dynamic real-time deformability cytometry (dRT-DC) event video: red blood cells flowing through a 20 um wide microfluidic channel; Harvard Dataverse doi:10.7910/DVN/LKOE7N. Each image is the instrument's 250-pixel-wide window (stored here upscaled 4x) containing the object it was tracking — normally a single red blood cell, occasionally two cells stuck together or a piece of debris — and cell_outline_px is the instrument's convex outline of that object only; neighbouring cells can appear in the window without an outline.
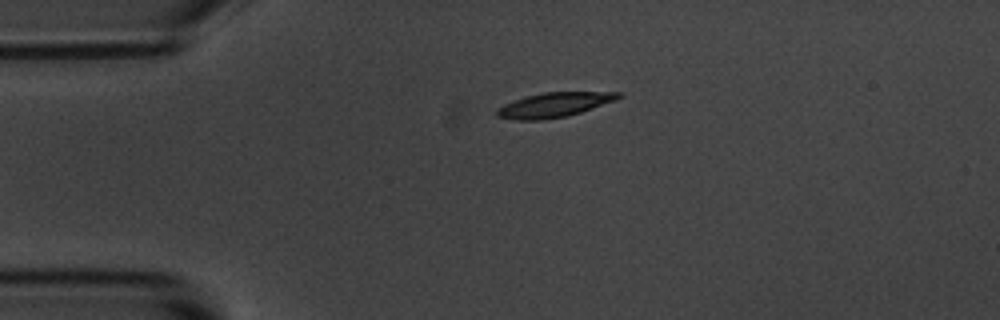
{"species": "common noctule bat (a hibernating species)", "species_latin": "Nyctalus noctula", "temperature_condition": "room temperature", "stored_images_in_passage": 6, "camera_frame_rate_fps": 3000, "um_per_image_px": 0.085, "animal": {"sex": "male", "body_mass_g": 20.1, "forearm_length_mm": 53.5}, "frame": {"image": 1, "passage_image": 6, "time_ms": 6.0, "image_size_px": [1000, 320], "cell_outline_px": [[624, 96], [616, 100], [568, 116], [540, 120], [516, 120], [496, 116], [496, 108], [504, 104], [528, 96], [544, 92], [624, 92]], "centroid_in_image_um": [47.13, 8.91], "position_along_channel_um": 37.9, "area_um2": 17.34}}